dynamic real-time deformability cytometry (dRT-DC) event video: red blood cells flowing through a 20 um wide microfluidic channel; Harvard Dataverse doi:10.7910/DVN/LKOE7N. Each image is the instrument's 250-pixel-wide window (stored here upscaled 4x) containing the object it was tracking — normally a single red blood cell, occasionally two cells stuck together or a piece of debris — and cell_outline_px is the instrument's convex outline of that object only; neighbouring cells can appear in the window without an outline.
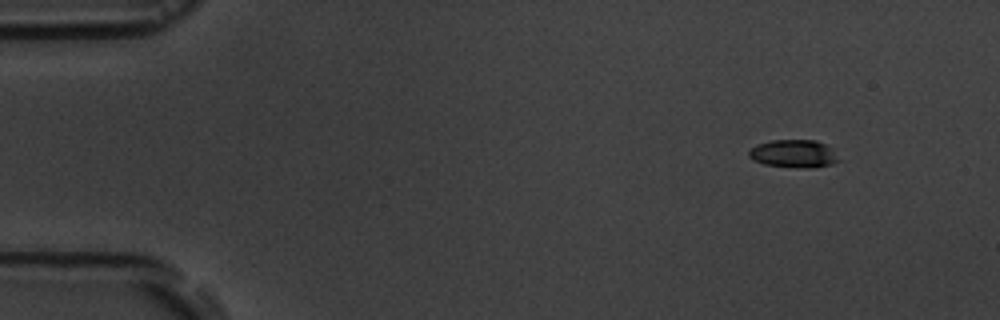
{"species": "common noctule bat (a hibernating species)", "species_latin": "Nyctalus noctula", "temperature_condition": "room temperature", "stored_images_in_passage": 5, "segment_of_instrument_passage": [1, 2], "camera_frame_rate_fps": 3000, "um_per_image_px": 0.085, "animal": {"sex": "male", "body_mass_g": 19.5, "forearm_length_mm": 54.6}, "frame": {"image": 1, "passage_image": 1, "time_ms": 0.0, "image_size_px": [1000, 320], "cell_outline_px": [[840, 160], [832, 164], [804, 168], [764, 164], [752, 160], [748, 156], [748, 152], [756, 144], [772, 140], [816, 140], [832, 148]], "centroid_in_image_um": [67.45, 13.05], "position_along_channel_um": 17.6, "area_um2": 14.51}}